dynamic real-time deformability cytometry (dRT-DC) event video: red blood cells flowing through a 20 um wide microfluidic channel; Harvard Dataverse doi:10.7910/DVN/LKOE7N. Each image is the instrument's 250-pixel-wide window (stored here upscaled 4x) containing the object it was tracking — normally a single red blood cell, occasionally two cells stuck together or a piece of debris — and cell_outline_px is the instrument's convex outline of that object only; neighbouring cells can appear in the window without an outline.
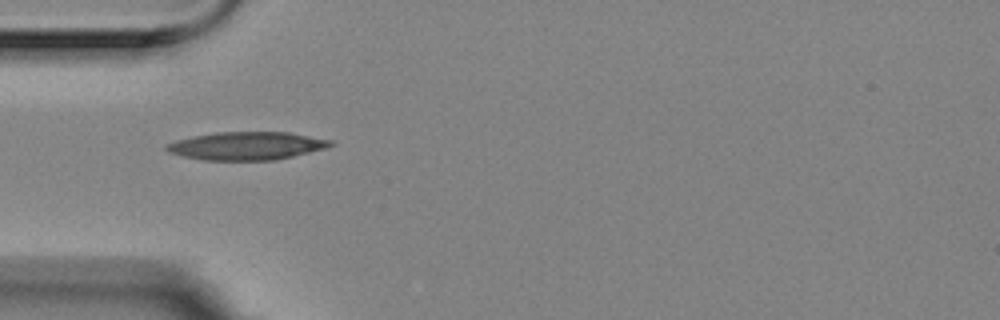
{"species": "Egyptian fruit bat (a non-hibernating species)", "species_latin": "Rousettus aegyptiacus", "temperature_condition": "room temperature", "stored_images_in_passage": 7, "camera_frame_rate_fps": 3000, "um_per_image_px": 0.085, "animal": {"sex": "female"}, "frame": {"image": 1, "passage_image": 1, "time_ms": 0.0, "image_size_px": [1000, 320], "cell_outline_px": [[336, 144], [324, 148], [276, 160], [204, 160], [184, 156], [168, 152], [164, 148], [164, 144], [176, 140], [192, 136], [216, 132], [288, 132], [332, 140]], "centroid_in_image_um": [20.93, 12.39], "position_along_channel_um": 64.1, "area_um2": 26.76}}
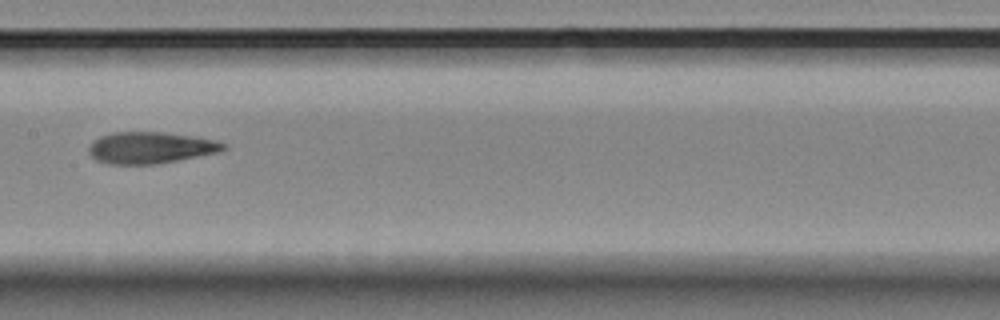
{"frame": {"image": 2, "passage_image": 4, "time_ms": 1.0, "image_size_px": [1000, 320], "cell_outline_px": [[228, 148], [220, 152], [156, 164], [108, 164], [96, 160], [88, 152], [88, 148], [92, 140], [100, 136], [112, 132], [164, 132], [196, 136], [216, 140], [228, 144]], "centroid_in_image_um": [12.81, 12.54], "position_along_channel_um": 194.6, "area_um2": 25.09}}
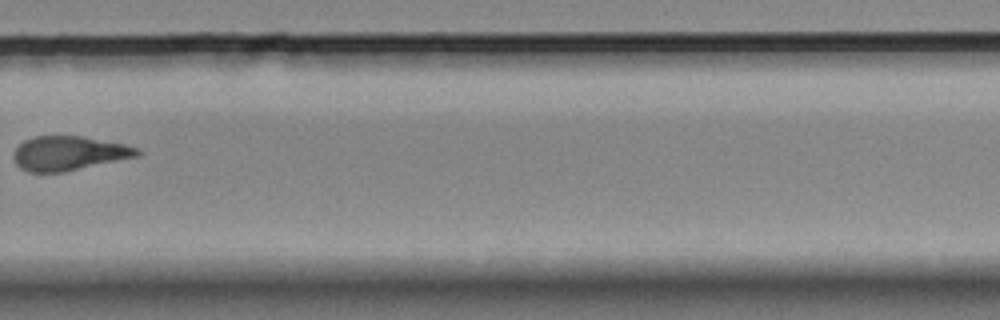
{"frame": {"image": 3, "passage_image": 7, "time_ms": 2.0, "image_size_px": [1000, 320], "cell_outline_px": [[140, 152], [136, 156], [64, 172], [28, 172], [20, 168], [16, 164], [12, 156], [16, 148], [24, 140], [36, 136], [80, 136], [124, 144], [140, 148]], "centroid_in_image_um": [5.8, 13.03], "position_along_channel_um": 324.0, "area_um2": 24.45}}